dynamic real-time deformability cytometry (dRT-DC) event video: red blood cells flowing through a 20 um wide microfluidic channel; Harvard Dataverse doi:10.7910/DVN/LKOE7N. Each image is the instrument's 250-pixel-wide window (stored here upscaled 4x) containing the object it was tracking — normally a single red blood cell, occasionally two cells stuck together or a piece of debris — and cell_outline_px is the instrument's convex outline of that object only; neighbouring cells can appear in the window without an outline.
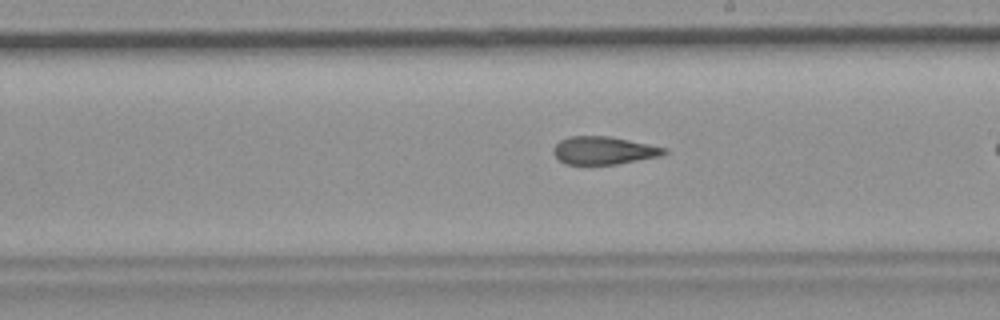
{"species": "common noctule bat (a hibernating species)", "species_latin": "Nyctalus noctula", "temperature_condition": "room temperature", "stored_images_in_passage": 28, "camera_frame_rate_fps": 3000, "um_per_image_px": 0.085, "animal": {"sex": "female", "body_mass_g": 19.9}, "frame": {"image": 1, "passage_image": 16, "time_ms": 5.0, "image_size_px": [1000, 320], "cell_outline_px": [[668, 152], [660, 156], [616, 164], [564, 164], [552, 152], [552, 148], [560, 140], [568, 136], [608, 136], [668, 148]], "centroid_in_image_um": [51.3, 12.78], "position_along_channel_um": 237.7, "area_um2": 17.92}}